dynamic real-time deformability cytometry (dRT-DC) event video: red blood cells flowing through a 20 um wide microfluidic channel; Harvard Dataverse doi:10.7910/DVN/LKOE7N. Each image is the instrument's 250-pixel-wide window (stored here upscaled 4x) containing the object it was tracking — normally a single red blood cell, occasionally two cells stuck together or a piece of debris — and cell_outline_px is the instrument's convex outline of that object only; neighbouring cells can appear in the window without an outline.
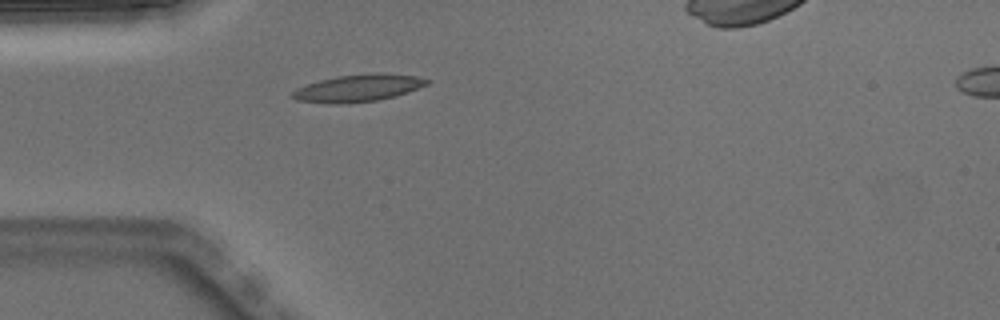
{"species": "Egyptian fruit bat (a non-hibernating species)", "species_latin": "Rousettus aegyptiacus", "temperature_condition": "warm", "stored_images_in_passage": 33, "camera_frame_rate_fps": 3000, "um_per_image_px": 0.085, "animal": {"sex": "male"}, "frame": {"image": 1, "passage_image": 1, "time_ms": 0.0, "image_size_px": [1000, 320], "cell_outline_px": [[428, 84], [408, 92], [396, 96], [376, 100], [340, 104], [332, 104], [296, 100], [292, 96], [292, 92], [296, 88], [320, 80], [336, 76], [416, 76], [428, 80]], "centroid_in_image_um": [30.34, 7.55], "position_along_channel_um": 54.7, "area_um2": 20.06}}
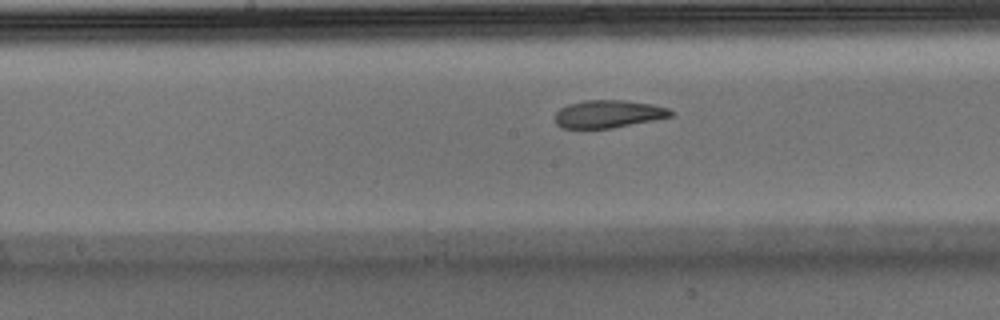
{"frame": {"image": 2, "passage_image": 12, "time_ms": 3.667, "image_size_px": [1000, 320], "cell_outline_px": [[676, 112], [672, 116], [612, 128], [564, 128], [556, 124], [556, 112], [560, 108], [568, 104], [584, 100], [624, 100], [652, 104], [668, 108]], "centroid_in_image_um": [51.72, 9.68], "position_along_channel_um": 196.5, "area_um2": 18.61}}
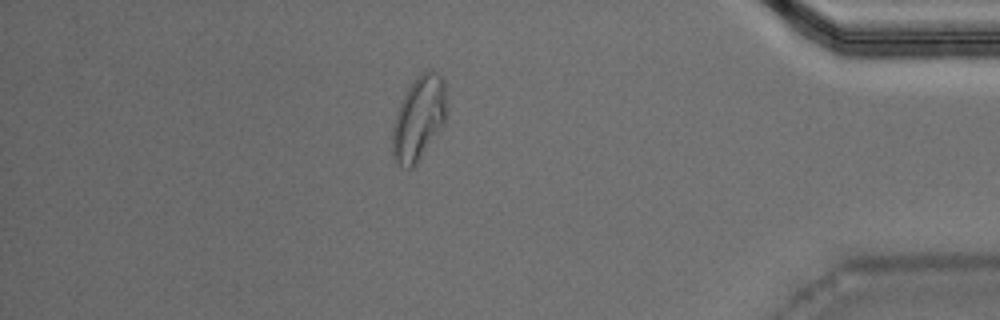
{"frame": {"image": 3, "passage_image": 30, "time_ms": 9.667, "image_size_px": [1000, 320], "cell_outline_px": [[444, 124], [416, 164], [412, 168], [408, 168], [400, 164], [392, 156], [392, 128], [396, 112], [408, 88], [420, 72], [428, 68], [432, 68], [444, 80]], "centroid_in_image_um": [35.57, 10.04], "position_along_channel_um": 399.6, "area_um2": 26.13}}